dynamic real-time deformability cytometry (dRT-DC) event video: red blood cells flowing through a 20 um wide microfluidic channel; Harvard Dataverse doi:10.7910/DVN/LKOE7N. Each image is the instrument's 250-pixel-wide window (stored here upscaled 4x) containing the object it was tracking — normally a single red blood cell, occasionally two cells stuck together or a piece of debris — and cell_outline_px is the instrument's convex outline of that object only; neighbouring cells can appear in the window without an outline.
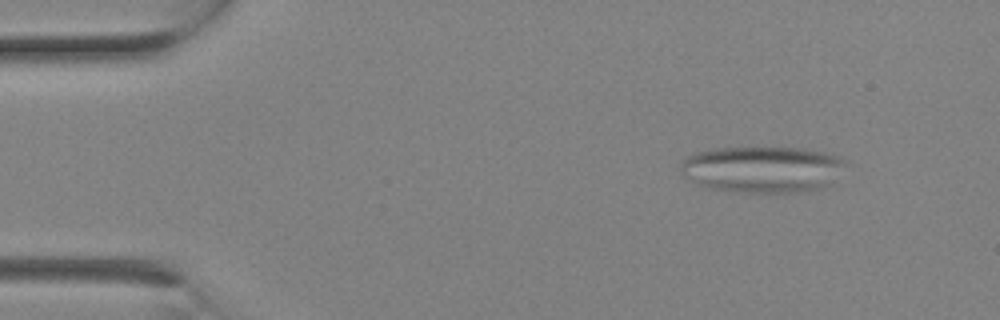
{"species": "Egyptian fruit bat (a non-hibernating species)", "species_latin": "Rousettus aegyptiacus", "temperature_condition": "room temperature", "stored_images_in_passage": 2, "camera_frame_rate_fps": 3000, "um_per_image_px": 0.085, "animal": {"sex": "female"}, "frame": {"image": 1, "passage_image": 1, "time_ms": 0.0, "image_size_px": [1000, 320], "cell_outline_px": [[848, 160], [832, 184], [824, 188], [800, 192], [732, 192], [708, 188], [688, 180], [680, 172], [680, 164], [688, 156], [696, 152], [712, 148], [804, 148], [824, 152], [840, 156]], "centroid_in_image_um": [64.82, 14.4], "position_along_channel_um": 20.2, "area_um2": 45.14}}